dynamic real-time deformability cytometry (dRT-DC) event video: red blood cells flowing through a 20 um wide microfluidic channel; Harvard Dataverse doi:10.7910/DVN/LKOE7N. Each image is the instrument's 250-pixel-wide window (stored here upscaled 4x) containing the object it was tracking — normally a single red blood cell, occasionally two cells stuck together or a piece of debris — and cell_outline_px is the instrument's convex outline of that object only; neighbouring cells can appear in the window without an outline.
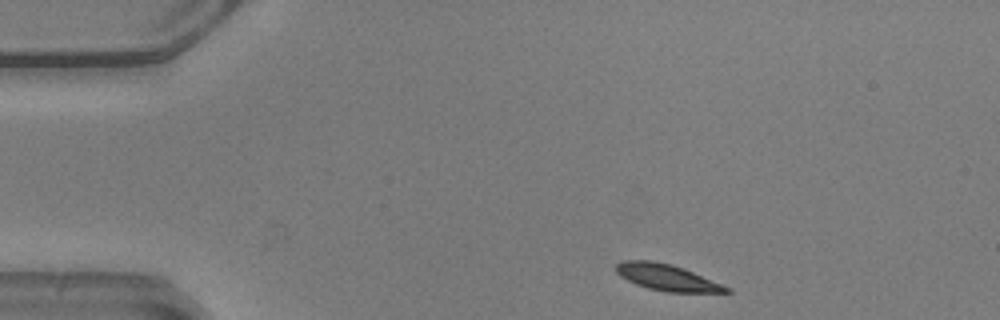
{"species": "common noctule bat (a hibernating species)", "species_latin": "Nyctalus noctula", "temperature_condition": "warm", "stored_images_in_passage": 46, "camera_frame_rate_fps": 3000, "um_per_image_px": 0.085, "animal": {"sex": "male", "body_mass_g": 20.5, "forearm_length_mm": 52.5}, "frame": {"image": 1, "passage_image": 1, "time_ms": 0.0, "image_size_px": [1000, 320], "cell_outline_px": [[732, 292], [664, 292], [648, 288], [636, 284], [620, 276], [616, 272], [616, 264], [620, 260], [652, 260], [684, 268], [732, 288]], "centroid_in_image_um": [56.69, 23.58], "position_along_channel_um": 28.3, "area_um2": 16.94}}
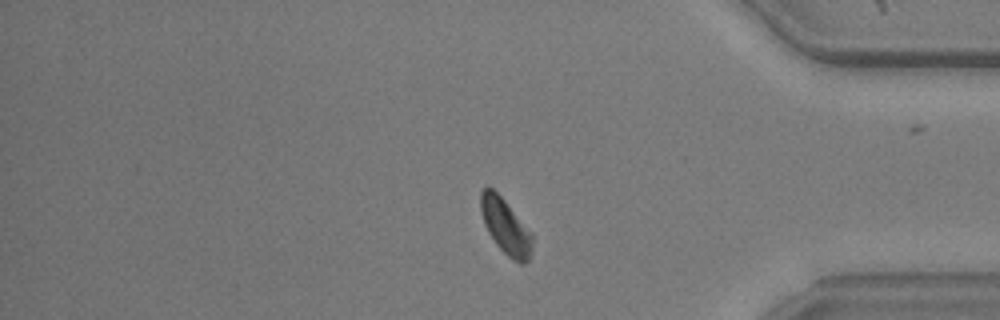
{"frame": {"image": 2, "passage_image": 36, "time_ms": 11.667, "image_size_px": [1000, 320], "cell_outline_px": [[532, 252], [528, 260], [524, 264], [520, 264], [512, 260], [496, 244], [488, 232], [484, 224], [480, 212], [480, 192], [488, 184], [504, 200], [532, 232]], "centroid_in_image_um": [42.97, 19.25], "position_along_channel_um": 392.2, "area_um2": 16.76}}
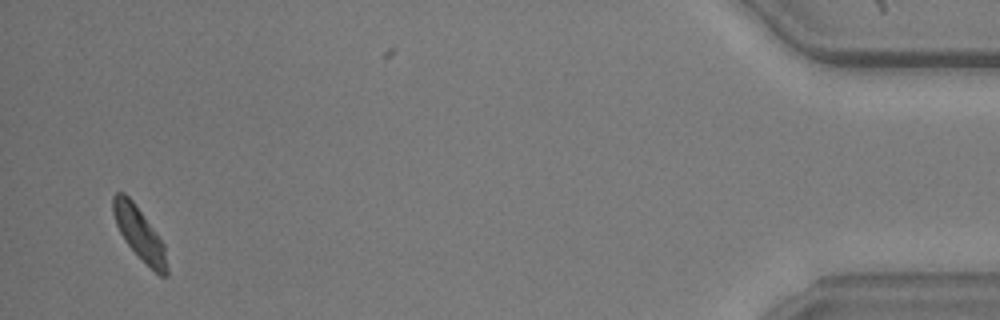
{"frame": {"image": 3, "passage_image": 43, "time_ms": 14.0, "image_size_px": [1000, 320], "cell_outline_px": [[168, 276], [160, 276], [124, 240], [116, 224], [112, 212], [112, 196], [116, 192], [124, 192], [132, 200], [156, 232], [164, 244], [168, 268]], "centroid_in_image_um": [11.84, 19.81], "position_along_channel_um": 423.4, "area_um2": 16.13}, "authors_computed_cell_mechanics": {"area_um2": 17.5134, "velocity_mm_per_s": 3.8715, "shape_relaxation_time_tau1_ms": 1.6057, "shape_relaxation_time_tau2_ms": null, "deformation_change_tau1": 0.1064, "deformation_change_tau2": null}}